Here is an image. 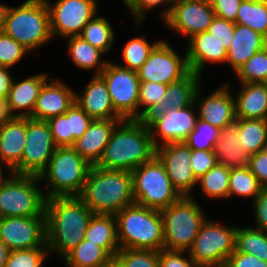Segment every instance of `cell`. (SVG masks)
Segmentation results:
<instances>
[{
	"instance_id": "1",
	"label": "cell",
	"mask_w": 267,
	"mask_h": 267,
	"mask_svg": "<svg viewBox=\"0 0 267 267\" xmlns=\"http://www.w3.org/2000/svg\"><path fill=\"white\" fill-rule=\"evenodd\" d=\"M46 245L64 258L83 239L93 215L78 197H52L45 201Z\"/></svg>"
},
{
	"instance_id": "2",
	"label": "cell",
	"mask_w": 267,
	"mask_h": 267,
	"mask_svg": "<svg viewBox=\"0 0 267 267\" xmlns=\"http://www.w3.org/2000/svg\"><path fill=\"white\" fill-rule=\"evenodd\" d=\"M156 155L148 125L143 119H124L114 128L101 159L102 169L132 172Z\"/></svg>"
},
{
	"instance_id": "3",
	"label": "cell",
	"mask_w": 267,
	"mask_h": 267,
	"mask_svg": "<svg viewBox=\"0 0 267 267\" xmlns=\"http://www.w3.org/2000/svg\"><path fill=\"white\" fill-rule=\"evenodd\" d=\"M78 197L93 213L116 214L135 203L132 173L93 165Z\"/></svg>"
},
{
	"instance_id": "4",
	"label": "cell",
	"mask_w": 267,
	"mask_h": 267,
	"mask_svg": "<svg viewBox=\"0 0 267 267\" xmlns=\"http://www.w3.org/2000/svg\"><path fill=\"white\" fill-rule=\"evenodd\" d=\"M115 216L120 249H163L164 230L160 210L134 203Z\"/></svg>"
},
{
	"instance_id": "5",
	"label": "cell",
	"mask_w": 267,
	"mask_h": 267,
	"mask_svg": "<svg viewBox=\"0 0 267 267\" xmlns=\"http://www.w3.org/2000/svg\"><path fill=\"white\" fill-rule=\"evenodd\" d=\"M3 32L32 51L53 39L45 0H25L9 7Z\"/></svg>"
},
{
	"instance_id": "6",
	"label": "cell",
	"mask_w": 267,
	"mask_h": 267,
	"mask_svg": "<svg viewBox=\"0 0 267 267\" xmlns=\"http://www.w3.org/2000/svg\"><path fill=\"white\" fill-rule=\"evenodd\" d=\"M92 165L72 147H57L39 176L49 183L45 198L79 196ZM48 192V193H47Z\"/></svg>"
},
{
	"instance_id": "7",
	"label": "cell",
	"mask_w": 267,
	"mask_h": 267,
	"mask_svg": "<svg viewBox=\"0 0 267 267\" xmlns=\"http://www.w3.org/2000/svg\"><path fill=\"white\" fill-rule=\"evenodd\" d=\"M163 218V249L188 251L206 221L200 205L190 196H181L160 210Z\"/></svg>"
},
{
	"instance_id": "8",
	"label": "cell",
	"mask_w": 267,
	"mask_h": 267,
	"mask_svg": "<svg viewBox=\"0 0 267 267\" xmlns=\"http://www.w3.org/2000/svg\"><path fill=\"white\" fill-rule=\"evenodd\" d=\"M131 173L133 195L138 205L161 210L181 197L173 187L165 166L157 155Z\"/></svg>"
},
{
	"instance_id": "9",
	"label": "cell",
	"mask_w": 267,
	"mask_h": 267,
	"mask_svg": "<svg viewBox=\"0 0 267 267\" xmlns=\"http://www.w3.org/2000/svg\"><path fill=\"white\" fill-rule=\"evenodd\" d=\"M236 232V226L206 219L188 253L198 267H224L236 249Z\"/></svg>"
},
{
	"instance_id": "10",
	"label": "cell",
	"mask_w": 267,
	"mask_h": 267,
	"mask_svg": "<svg viewBox=\"0 0 267 267\" xmlns=\"http://www.w3.org/2000/svg\"><path fill=\"white\" fill-rule=\"evenodd\" d=\"M40 182L38 176L14 175L0 187V217L46 216Z\"/></svg>"
},
{
	"instance_id": "11",
	"label": "cell",
	"mask_w": 267,
	"mask_h": 267,
	"mask_svg": "<svg viewBox=\"0 0 267 267\" xmlns=\"http://www.w3.org/2000/svg\"><path fill=\"white\" fill-rule=\"evenodd\" d=\"M26 142L15 175L40 176L48 167L57 146L46 121L26 117Z\"/></svg>"
},
{
	"instance_id": "12",
	"label": "cell",
	"mask_w": 267,
	"mask_h": 267,
	"mask_svg": "<svg viewBox=\"0 0 267 267\" xmlns=\"http://www.w3.org/2000/svg\"><path fill=\"white\" fill-rule=\"evenodd\" d=\"M99 75L106 82L114 110L123 119H138L140 80L137 71L108 61Z\"/></svg>"
},
{
	"instance_id": "13",
	"label": "cell",
	"mask_w": 267,
	"mask_h": 267,
	"mask_svg": "<svg viewBox=\"0 0 267 267\" xmlns=\"http://www.w3.org/2000/svg\"><path fill=\"white\" fill-rule=\"evenodd\" d=\"M50 14L52 37L79 36L84 26L97 14V0H45Z\"/></svg>"
},
{
	"instance_id": "14",
	"label": "cell",
	"mask_w": 267,
	"mask_h": 267,
	"mask_svg": "<svg viewBox=\"0 0 267 267\" xmlns=\"http://www.w3.org/2000/svg\"><path fill=\"white\" fill-rule=\"evenodd\" d=\"M189 72L186 53L180 57L165 40H161L154 47L145 63L137 70L140 82H159L167 85L181 80Z\"/></svg>"
},
{
	"instance_id": "15",
	"label": "cell",
	"mask_w": 267,
	"mask_h": 267,
	"mask_svg": "<svg viewBox=\"0 0 267 267\" xmlns=\"http://www.w3.org/2000/svg\"><path fill=\"white\" fill-rule=\"evenodd\" d=\"M0 239L11 251L47 247L46 216L0 217Z\"/></svg>"
},
{
	"instance_id": "16",
	"label": "cell",
	"mask_w": 267,
	"mask_h": 267,
	"mask_svg": "<svg viewBox=\"0 0 267 267\" xmlns=\"http://www.w3.org/2000/svg\"><path fill=\"white\" fill-rule=\"evenodd\" d=\"M194 110L197 112L193 102L185 108H173L167 114L157 118H144L154 146L157 148L171 142H184L195 129L198 120Z\"/></svg>"
},
{
	"instance_id": "17",
	"label": "cell",
	"mask_w": 267,
	"mask_h": 267,
	"mask_svg": "<svg viewBox=\"0 0 267 267\" xmlns=\"http://www.w3.org/2000/svg\"><path fill=\"white\" fill-rule=\"evenodd\" d=\"M214 17L210 0H191L174 2L163 22L174 32L190 39L195 34L207 31Z\"/></svg>"
},
{
	"instance_id": "18",
	"label": "cell",
	"mask_w": 267,
	"mask_h": 267,
	"mask_svg": "<svg viewBox=\"0 0 267 267\" xmlns=\"http://www.w3.org/2000/svg\"><path fill=\"white\" fill-rule=\"evenodd\" d=\"M156 155L163 162L173 187L181 196H190L198 183L191 167V148L184 142H171L157 147Z\"/></svg>"
},
{
	"instance_id": "19",
	"label": "cell",
	"mask_w": 267,
	"mask_h": 267,
	"mask_svg": "<svg viewBox=\"0 0 267 267\" xmlns=\"http://www.w3.org/2000/svg\"><path fill=\"white\" fill-rule=\"evenodd\" d=\"M229 89L230 86L225 84L201 101V90L198 88L194 97L198 118L218 129L233 123L236 120L235 97Z\"/></svg>"
},
{
	"instance_id": "20",
	"label": "cell",
	"mask_w": 267,
	"mask_h": 267,
	"mask_svg": "<svg viewBox=\"0 0 267 267\" xmlns=\"http://www.w3.org/2000/svg\"><path fill=\"white\" fill-rule=\"evenodd\" d=\"M49 82V83H48ZM42 86L36 106L29 117L34 120L48 119L64 114L75 102V93L64 82L50 78Z\"/></svg>"
},
{
	"instance_id": "21",
	"label": "cell",
	"mask_w": 267,
	"mask_h": 267,
	"mask_svg": "<svg viewBox=\"0 0 267 267\" xmlns=\"http://www.w3.org/2000/svg\"><path fill=\"white\" fill-rule=\"evenodd\" d=\"M92 121L93 119L74 102L64 114L52 117L46 122L57 147H72Z\"/></svg>"
},
{
	"instance_id": "22",
	"label": "cell",
	"mask_w": 267,
	"mask_h": 267,
	"mask_svg": "<svg viewBox=\"0 0 267 267\" xmlns=\"http://www.w3.org/2000/svg\"><path fill=\"white\" fill-rule=\"evenodd\" d=\"M80 92L75 93V102L93 119H123L112 105L106 82L100 75Z\"/></svg>"
},
{
	"instance_id": "23",
	"label": "cell",
	"mask_w": 267,
	"mask_h": 267,
	"mask_svg": "<svg viewBox=\"0 0 267 267\" xmlns=\"http://www.w3.org/2000/svg\"><path fill=\"white\" fill-rule=\"evenodd\" d=\"M124 119H95L72 148L92 166L102 157L115 126Z\"/></svg>"
},
{
	"instance_id": "24",
	"label": "cell",
	"mask_w": 267,
	"mask_h": 267,
	"mask_svg": "<svg viewBox=\"0 0 267 267\" xmlns=\"http://www.w3.org/2000/svg\"><path fill=\"white\" fill-rule=\"evenodd\" d=\"M186 49L190 71L201 76L206 63H226L227 49L208 31L193 35Z\"/></svg>"
},
{
	"instance_id": "25",
	"label": "cell",
	"mask_w": 267,
	"mask_h": 267,
	"mask_svg": "<svg viewBox=\"0 0 267 267\" xmlns=\"http://www.w3.org/2000/svg\"><path fill=\"white\" fill-rule=\"evenodd\" d=\"M267 47V38L251 28L235 23L233 41L227 49L226 63L236 73L255 53Z\"/></svg>"
},
{
	"instance_id": "26",
	"label": "cell",
	"mask_w": 267,
	"mask_h": 267,
	"mask_svg": "<svg viewBox=\"0 0 267 267\" xmlns=\"http://www.w3.org/2000/svg\"><path fill=\"white\" fill-rule=\"evenodd\" d=\"M200 75L190 71L181 80L167 85L166 98L157 105L145 118H157L168 113L173 108H185L194 102V97L200 88Z\"/></svg>"
},
{
	"instance_id": "27",
	"label": "cell",
	"mask_w": 267,
	"mask_h": 267,
	"mask_svg": "<svg viewBox=\"0 0 267 267\" xmlns=\"http://www.w3.org/2000/svg\"><path fill=\"white\" fill-rule=\"evenodd\" d=\"M238 119L220 129L219 138L214 146L218 164L229 169L249 167V154L239 143Z\"/></svg>"
},
{
	"instance_id": "28",
	"label": "cell",
	"mask_w": 267,
	"mask_h": 267,
	"mask_svg": "<svg viewBox=\"0 0 267 267\" xmlns=\"http://www.w3.org/2000/svg\"><path fill=\"white\" fill-rule=\"evenodd\" d=\"M45 73L32 75L20 82L13 79L9 90V100L18 117H30L44 83L48 81ZM22 111V112H21Z\"/></svg>"
},
{
	"instance_id": "29",
	"label": "cell",
	"mask_w": 267,
	"mask_h": 267,
	"mask_svg": "<svg viewBox=\"0 0 267 267\" xmlns=\"http://www.w3.org/2000/svg\"><path fill=\"white\" fill-rule=\"evenodd\" d=\"M235 97L236 119H267V83H241Z\"/></svg>"
},
{
	"instance_id": "30",
	"label": "cell",
	"mask_w": 267,
	"mask_h": 267,
	"mask_svg": "<svg viewBox=\"0 0 267 267\" xmlns=\"http://www.w3.org/2000/svg\"><path fill=\"white\" fill-rule=\"evenodd\" d=\"M26 117L0 127V159L13 170L20 164L26 142Z\"/></svg>"
},
{
	"instance_id": "31",
	"label": "cell",
	"mask_w": 267,
	"mask_h": 267,
	"mask_svg": "<svg viewBox=\"0 0 267 267\" xmlns=\"http://www.w3.org/2000/svg\"><path fill=\"white\" fill-rule=\"evenodd\" d=\"M84 239L104 248L114 258L120 250L115 214L93 213Z\"/></svg>"
},
{
	"instance_id": "32",
	"label": "cell",
	"mask_w": 267,
	"mask_h": 267,
	"mask_svg": "<svg viewBox=\"0 0 267 267\" xmlns=\"http://www.w3.org/2000/svg\"><path fill=\"white\" fill-rule=\"evenodd\" d=\"M67 267H111L113 257L102 247L83 239L64 258Z\"/></svg>"
},
{
	"instance_id": "33",
	"label": "cell",
	"mask_w": 267,
	"mask_h": 267,
	"mask_svg": "<svg viewBox=\"0 0 267 267\" xmlns=\"http://www.w3.org/2000/svg\"><path fill=\"white\" fill-rule=\"evenodd\" d=\"M67 39V50L72 62L83 70L95 69L94 75H99L108 63V61L101 59L104 52L92 46L80 36H71Z\"/></svg>"
},
{
	"instance_id": "34",
	"label": "cell",
	"mask_w": 267,
	"mask_h": 267,
	"mask_svg": "<svg viewBox=\"0 0 267 267\" xmlns=\"http://www.w3.org/2000/svg\"><path fill=\"white\" fill-rule=\"evenodd\" d=\"M239 143L249 154L264 150L267 145V119H238Z\"/></svg>"
},
{
	"instance_id": "35",
	"label": "cell",
	"mask_w": 267,
	"mask_h": 267,
	"mask_svg": "<svg viewBox=\"0 0 267 267\" xmlns=\"http://www.w3.org/2000/svg\"><path fill=\"white\" fill-rule=\"evenodd\" d=\"M235 23L245 25L267 38V0H242Z\"/></svg>"
},
{
	"instance_id": "36",
	"label": "cell",
	"mask_w": 267,
	"mask_h": 267,
	"mask_svg": "<svg viewBox=\"0 0 267 267\" xmlns=\"http://www.w3.org/2000/svg\"><path fill=\"white\" fill-rule=\"evenodd\" d=\"M236 250L267 262V232L252 227H237Z\"/></svg>"
},
{
	"instance_id": "37",
	"label": "cell",
	"mask_w": 267,
	"mask_h": 267,
	"mask_svg": "<svg viewBox=\"0 0 267 267\" xmlns=\"http://www.w3.org/2000/svg\"><path fill=\"white\" fill-rule=\"evenodd\" d=\"M79 36L104 53L111 49L115 40L110 22L97 14L84 26Z\"/></svg>"
},
{
	"instance_id": "38",
	"label": "cell",
	"mask_w": 267,
	"mask_h": 267,
	"mask_svg": "<svg viewBox=\"0 0 267 267\" xmlns=\"http://www.w3.org/2000/svg\"><path fill=\"white\" fill-rule=\"evenodd\" d=\"M263 186L258 178L247 168L230 169L228 198L233 195L251 197L254 201Z\"/></svg>"
},
{
	"instance_id": "39",
	"label": "cell",
	"mask_w": 267,
	"mask_h": 267,
	"mask_svg": "<svg viewBox=\"0 0 267 267\" xmlns=\"http://www.w3.org/2000/svg\"><path fill=\"white\" fill-rule=\"evenodd\" d=\"M230 169L227 166L217 164L206 172L198 183L206 197L228 198Z\"/></svg>"
},
{
	"instance_id": "40",
	"label": "cell",
	"mask_w": 267,
	"mask_h": 267,
	"mask_svg": "<svg viewBox=\"0 0 267 267\" xmlns=\"http://www.w3.org/2000/svg\"><path fill=\"white\" fill-rule=\"evenodd\" d=\"M111 267H159V251L151 249H120Z\"/></svg>"
},
{
	"instance_id": "41",
	"label": "cell",
	"mask_w": 267,
	"mask_h": 267,
	"mask_svg": "<svg viewBox=\"0 0 267 267\" xmlns=\"http://www.w3.org/2000/svg\"><path fill=\"white\" fill-rule=\"evenodd\" d=\"M161 40L149 44L145 36L130 39L122 49V58L125 62L124 68L137 71L147 60L151 51Z\"/></svg>"
},
{
	"instance_id": "42",
	"label": "cell",
	"mask_w": 267,
	"mask_h": 267,
	"mask_svg": "<svg viewBox=\"0 0 267 267\" xmlns=\"http://www.w3.org/2000/svg\"><path fill=\"white\" fill-rule=\"evenodd\" d=\"M167 84L159 82H140L138 119H144L152 109L166 98ZM143 108L141 110V108Z\"/></svg>"
},
{
	"instance_id": "43",
	"label": "cell",
	"mask_w": 267,
	"mask_h": 267,
	"mask_svg": "<svg viewBox=\"0 0 267 267\" xmlns=\"http://www.w3.org/2000/svg\"><path fill=\"white\" fill-rule=\"evenodd\" d=\"M235 74L241 83H267V47L255 53Z\"/></svg>"
},
{
	"instance_id": "44",
	"label": "cell",
	"mask_w": 267,
	"mask_h": 267,
	"mask_svg": "<svg viewBox=\"0 0 267 267\" xmlns=\"http://www.w3.org/2000/svg\"><path fill=\"white\" fill-rule=\"evenodd\" d=\"M220 129L198 118L195 129L184 143L194 150H214Z\"/></svg>"
},
{
	"instance_id": "45",
	"label": "cell",
	"mask_w": 267,
	"mask_h": 267,
	"mask_svg": "<svg viewBox=\"0 0 267 267\" xmlns=\"http://www.w3.org/2000/svg\"><path fill=\"white\" fill-rule=\"evenodd\" d=\"M48 253V247L13 250L5 267H42Z\"/></svg>"
},
{
	"instance_id": "46",
	"label": "cell",
	"mask_w": 267,
	"mask_h": 267,
	"mask_svg": "<svg viewBox=\"0 0 267 267\" xmlns=\"http://www.w3.org/2000/svg\"><path fill=\"white\" fill-rule=\"evenodd\" d=\"M23 45L13 38L0 32V66L10 68L29 54Z\"/></svg>"
},
{
	"instance_id": "47",
	"label": "cell",
	"mask_w": 267,
	"mask_h": 267,
	"mask_svg": "<svg viewBox=\"0 0 267 267\" xmlns=\"http://www.w3.org/2000/svg\"><path fill=\"white\" fill-rule=\"evenodd\" d=\"M125 6L129 9L130 13L134 16V20H136L135 24L139 26V23L143 21L146 11L152 10L156 6L159 5H169L166 10H163L161 13V17L164 20L170 13L171 7L174 4V0H122Z\"/></svg>"
},
{
	"instance_id": "48",
	"label": "cell",
	"mask_w": 267,
	"mask_h": 267,
	"mask_svg": "<svg viewBox=\"0 0 267 267\" xmlns=\"http://www.w3.org/2000/svg\"><path fill=\"white\" fill-rule=\"evenodd\" d=\"M217 164L214 150L191 149V167L197 180Z\"/></svg>"
},
{
	"instance_id": "49",
	"label": "cell",
	"mask_w": 267,
	"mask_h": 267,
	"mask_svg": "<svg viewBox=\"0 0 267 267\" xmlns=\"http://www.w3.org/2000/svg\"><path fill=\"white\" fill-rule=\"evenodd\" d=\"M234 30L235 22L215 16L207 31L226 49H228L233 41Z\"/></svg>"
},
{
	"instance_id": "50",
	"label": "cell",
	"mask_w": 267,
	"mask_h": 267,
	"mask_svg": "<svg viewBox=\"0 0 267 267\" xmlns=\"http://www.w3.org/2000/svg\"><path fill=\"white\" fill-rule=\"evenodd\" d=\"M187 253L188 259L184 257ZM159 267H198L188 251L161 249L159 251Z\"/></svg>"
},
{
	"instance_id": "51",
	"label": "cell",
	"mask_w": 267,
	"mask_h": 267,
	"mask_svg": "<svg viewBox=\"0 0 267 267\" xmlns=\"http://www.w3.org/2000/svg\"><path fill=\"white\" fill-rule=\"evenodd\" d=\"M216 17L236 22L242 0H210Z\"/></svg>"
},
{
	"instance_id": "52",
	"label": "cell",
	"mask_w": 267,
	"mask_h": 267,
	"mask_svg": "<svg viewBox=\"0 0 267 267\" xmlns=\"http://www.w3.org/2000/svg\"><path fill=\"white\" fill-rule=\"evenodd\" d=\"M249 169L263 187H267V151L261 150L249 155Z\"/></svg>"
},
{
	"instance_id": "53",
	"label": "cell",
	"mask_w": 267,
	"mask_h": 267,
	"mask_svg": "<svg viewBox=\"0 0 267 267\" xmlns=\"http://www.w3.org/2000/svg\"><path fill=\"white\" fill-rule=\"evenodd\" d=\"M256 229L267 232V187H263L260 194L253 201Z\"/></svg>"
},
{
	"instance_id": "54",
	"label": "cell",
	"mask_w": 267,
	"mask_h": 267,
	"mask_svg": "<svg viewBox=\"0 0 267 267\" xmlns=\"http://www.w3.org/2000/svg\"><path fill=\"white\" fill-rule=\"evenodd\" d=\"M224 267H267V262L256 256L240 253L236 249L229 256Z\"/></svg>"
},
{
	"instance_id": "55",
	"label": "cell",
	"mask_w": 267,
	"mask_h": 267,
	"mask_svg": "<svg viewBox=\"0 0 267 267\" xmlns=\"http://www.w3.org/2000/svg\"><path fill=\"white\" fill-rule=\"evenodd\" d=\"M18 118L17 114L13 111L9 97H0V127L15 121Z\"/></svg>"
},
{
	"instance_id": "56",
	"label": "cell",
	"mask_w": 267,
	"mask_h": 267,
	"mask_svg": "<svg viewBox=\"0 0 267 267\" xmlns=\"http://www.w3.org/2000/svg\"><path fill=\"white\" fill-rule=\"evenodd\" d=\"M10 68L0 66V97L8 96L14 77L9 73Z\"/></svg>"
},
{
	"instance_id": "57",
	"label": "cell",
	"mask_w": 267,
	"mask_h": 267,
	"mask_svg": "<svg viewBox=\"0 0 267 267\" xmlns=\"http://www.w3.org/2000/svg\"><path fill=\"white\" fill-rule=\"evenodd\" d=\"M11 250L0 239V267H5Z\"/></svg>"
},
{
	"instance_id": "58",
	"label": "cell",
	"mask_w": 267,
	"mask_h": 267,
	"mask_svg": "<svg viewBox=\"0 0 267 267\" xmlns=\"http://www.w3.org/2000/svg\"><path fill=\"white\" fill-rule=\"evenodd\" d=\"M2 165L6 167V169H8V171L10 170V173L12 174L10 177H3L2 175ZM15 175L14 170L4 161H2L0 159V187H2L4 184H6L13 176Z\"/></svg>"
},
{
	"instance_id": "59",
	"label": "cell",
	"mask_w": 267,
	"mask_h": 267,
	"mask_svg": "<svg viewBox=\"0 0 267 267\" xmlns=\"http://www.w3.org/2000/svg\"><path fill=\"white\" fill-rule=\"evenodd\" d=\"M9 7L8 5L0 4V32H3Z\"/></svg>"
},
{
	"instance_id": "60",
	"label": "cell",
	"mask_w": 267,
	"mask_h": 267,
	"mask_svg": "<svg viewBox=\"0 0 267 267\" xmlns=\"http://www.w3.org/2000/svg\"><path fill=\"white\" fill-rule=\"evenodd\" d=\"M175 2L191 1V0H174Z\"/></svg>"
}]
</instances>
